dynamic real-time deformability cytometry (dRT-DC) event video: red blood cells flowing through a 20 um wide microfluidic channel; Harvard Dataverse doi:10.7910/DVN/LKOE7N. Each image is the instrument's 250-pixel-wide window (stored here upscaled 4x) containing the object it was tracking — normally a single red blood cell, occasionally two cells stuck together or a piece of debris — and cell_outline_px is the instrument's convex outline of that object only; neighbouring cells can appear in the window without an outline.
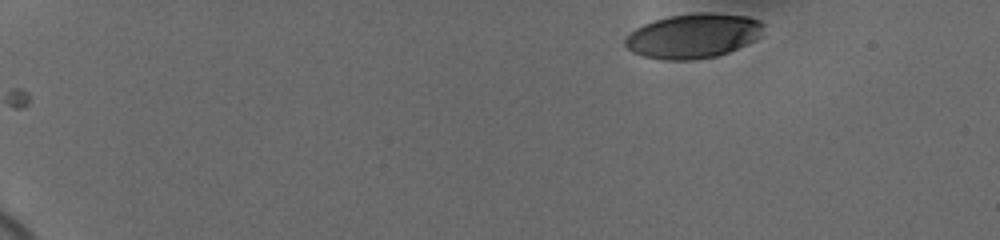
{"species": "human", "species_latin": "Homo sapiens", "temperature_condition": "cold", "stored_images_in_passage": 25, "camera_frame_rate_fps": 3000, "um_per_image_px": 0.085, "donor": {"sex": "female"}, "frame": {"image": 1, "passage_image": 1, "time_ms": 0.0, "image_size_px": [1000, 240], "cell_outline_px": [[764, 24], [760, 36], [756, 40], [728, 52], [716, 56], [692, 60], [664, 60], [644, 56], [632, 52], [624, 44], [624, 40], [636, 28], [652, 20], [668, 16], [696, 12], [712, 12], [748, 16], [760, 20]], "centroid_in_image_um": [58.94, 3.04], "position_along_channel_um": 26.1, "area_um2": 36.13}}
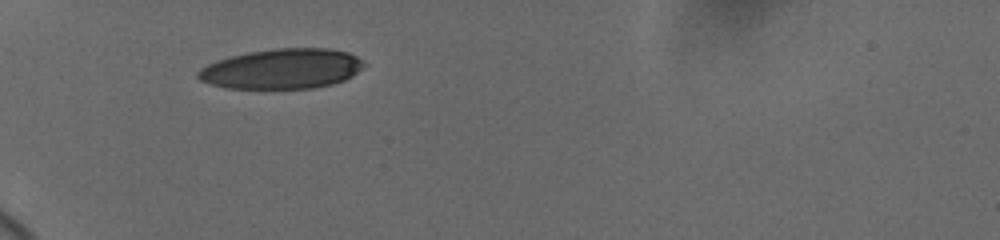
{"frame": {"image": 2, "passage_image": 24, "time_ms": 4.0, "image_size_px": [1000, 240], "cell_outline_px": [[368, 64], [352, 76], [344, 80], [332, 84], [316, 88], [228, 88], [208, 84], [200, 80], [196, 76], [196, 72], [200, 68], [216, 60], [248, 52], [272, 48], [328, 48], [348, 52], [364, 60]], "centroid_in_image_um": [23.98, 5.84], "position_along_channel_um": 61.0, "area_um2": 39.07}}